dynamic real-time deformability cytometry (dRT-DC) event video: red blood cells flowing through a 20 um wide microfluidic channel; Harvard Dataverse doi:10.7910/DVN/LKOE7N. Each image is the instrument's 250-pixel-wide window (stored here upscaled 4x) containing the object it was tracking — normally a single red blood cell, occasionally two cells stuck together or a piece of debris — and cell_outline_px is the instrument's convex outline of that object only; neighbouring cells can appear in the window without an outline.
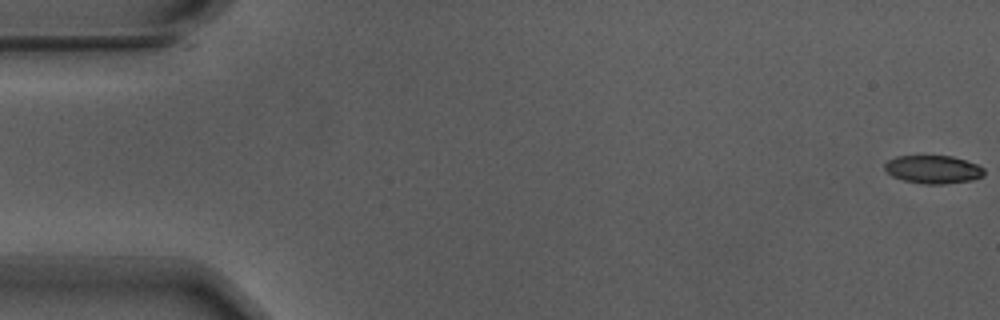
{"species": "Egyptian fruit bat (a non-hibernating species)", "species_latin": "Rousettus aegyptiacus", "temperature_condition": "warm", "stored_images_in_passage": 57, "camera_frame_rate_fps": 3000, "um_per_image_px": 0.085, "animal": {"sex": "male"}, "frame": {"image": 1, "passage_image": 1, "time_ms": 0.0, "image_size_px": [1000, 320], "cell_outline_px": [[984, 176], [972, 180], [944, 184], [924, 184], [904, 180], [892, 176], [884, 168], [884, 164], [888, 160], [896, 156], [952, 156], [976, 164], [984, 168]], "centroid_in_image_um": [79.32, 14.4], "position_along_channel_um": 5.7, "area_um2": 16.24}}
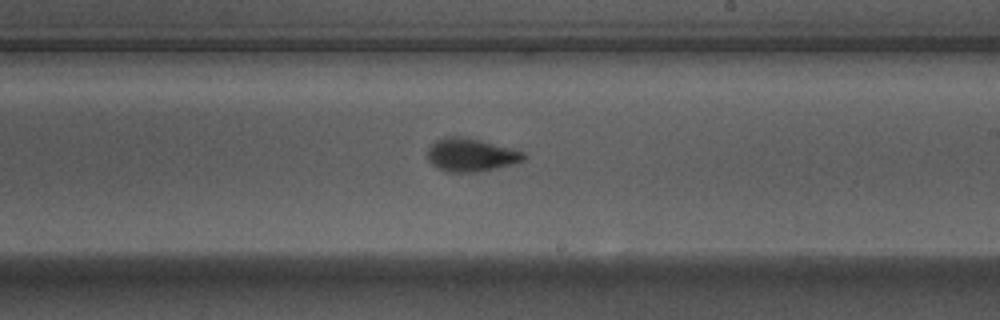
{"frame": {"image": 2, "passage_image": 33, "time_ms": 10.667, "image_size_px": [1000, 320], "cell_outline_px": [[524, 160], [512, 164], [496, 168], [476, 172], [448, 172], [432, 164], [428, 160], [428, 148], [436, 140], [448, 136], [464, 136], [480, 140], [524, 152]], "centroid_in_image_um": [40.0, 13.16], "position_along_channel_um": 249.0, "area_um2": 18.32}}
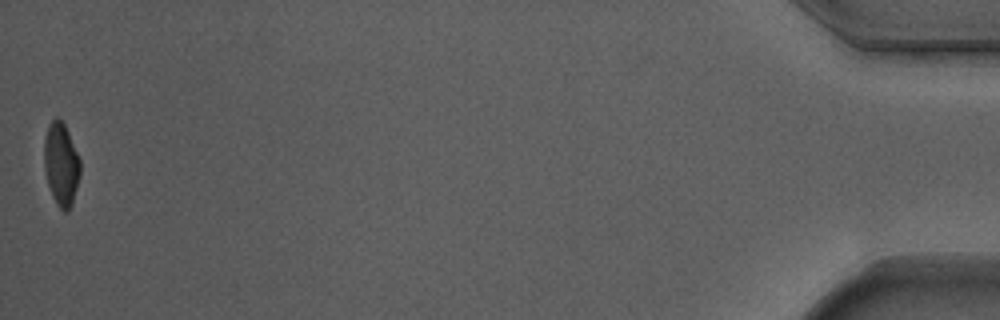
{"frame": {"image": 3, "passage_image": 56, "time_ms": 18.333, "image_size_px": [1000, 320], "cell_outline_px": [[80, 176], [72, 204], [68, 212], [64, 212], [56, 204], [52, 196], [48, 184], [44, 168], [44, 140], [48, 124], [56, 116], [64, 124], [68, 132], [80, 160]], "centroid_in_image_um": [5.19, 13.97], "position_along_channel_um": 430.0, "area_um2": 17.46}, "authors_computed_cell_mechanics": {"area_um2": 18.207, "velocity_mm_per_s": 3.7127, "shape_relaxation_time_tau1_ms": 2.8941, "shape_relaxation_time_tau2_ms": 1.1748, "deformation_change_tau1": 0.1699, "deformation_change_tau2": 0.0768}}